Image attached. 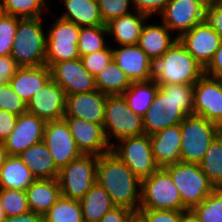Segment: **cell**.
Returning a JSON list of instances; mask_svg holds the SVG:
<instances>
[{"mask_svg":"<svg viewBox=\"0 0 222 222\" xmlns=\"http://www.w3.org/2000/svg\"><path fill=\"white\" fill-rule=\"evenodd\" d=\"M193 84L159 85L156 96L143 116L144 133L153 135L163 129L180 124L193 115Z\"/></svg>","mask_w":222,"mask_h":222,"instance_id":"1","label":"cell"},{"mask_svg":"<svg viewBox=\"0 0 222 222\" xmlns=\"http://www.w3.org/2000/svg\"><path fill=\"white\" fill-rule=\"evenodd\" d=\"M96 182L116 207H125L136 213L140 209L141 180L114 152L97 156Z\"/></svg>","mask_w":222,"mask_h":222,"instance_id":"2","label":"cell"},{"mask_svg":"<svg viewBox=\"0 0 222 222\" xmlns=\"http://www.w3.org/2000/svg\"><path fill=\"white\" fill-rule=\"evenodd\" d=\"M204 75V68L177 40L153 64V80L158 85L194 84Z\"/></svg>","mask_w":222,"mask_h":222,"instance_id":"3","label":"cell"},{"mask_svg":"<svg viewBox=\"0 0 222 222\" xmlns=\"http://www.w3.org/2000/svg\"><path fill=\"white\" fill-rule=\"evenodd\" d=\"M43 18H19L11 50V57L19 67L45 65L46 31L43 30Z\"/></svg>","mask_w":222,"mask_h":222,"instance_id":"4","label":"cell"},{"mask_svg":"<svg viewBox=\"0 0 222 222\" xmlns=\"http://www.w3.org/2000/svg\"><path fill=\"white\" fill-rule=\"evenodd\" d=\"M163 168L169 173L187 210H192L216 189L198 163L177 162Z\"/></svg>","mask_w":222,"mask_h":222,"instance_id":"5","label":"cell"},{"mask_svg":"<svg viewBox=\"0 0 222 222\" xmlns=\"http://www.w3.org/2000/svg\"><path fill=\"white\" fill-rule=\"evenodd\" d=\"M103 128L111 147L114 145L111 137L118 142L145 134L143 117L132 111L122 95H107Z\"/></svg>","mask_w":222,"mask_h":222,"instance_id":"6","label":"cell"},{"mask_svg":"<svg viewBox=\"0 0 222 222\" xmlns=\"http://www.w3.org/2000/svg\"><path fill=\"white\" fill-rule=\"evenodd\" d=\"M218 134L216 123L196 115L186 116L181 122L180 162L199 164Z\"/></svg>","mask_w":222,"mask_h":222,"instance_id":"7","label":"cell"},{"mask_svg":"<svg viewBox=\"0 0 222 222\" xmlns=\"http://www.w3.org/2000/svg\"><path fill=\"white\" fill-rule=\"evenodd\" d=\"M140 209L187 210L182 204L177 187L163 167L141 180Z\"/></svg>","mask_w":222,"mask_h":222,"instance_id":"8","label":"cell"},{"mask_svg":"<svg viewBox=\"0 0 222 222\" xmlns=\"http://www.w3.org/2000/svg\"><path fill=\"white\" fill-rule=\"evenodd\" d=\"M97 156L82 154L59 170L61 196L80 200L85 193L96 183Z\"/></svg>","mask_w":222,"mask_h":222,"instance_id":"9","label":"cell"},{"mask_svg":"<svg viewBox=\"0 0 222 222\" xmlns=\"http://www.w3.org/2000/svg\"><path fill=\"white\" fill-rule=\"evenodd\" d=\"M46 31L45 64L50 67L60 61L80 58L78 53L80 27L73 22L55 16Z\"/></svg>","mask_w":222,"mask_h":222,"instance_id":"10","label":"cell"},{"mask_svg":"<svg viewBox=\"0 0 222 222\" xmlns=\"http://www.w3.org/2000/svg\"><path fill=\"white\" fill-rule=\"evenodd\" d=\"M111 151L140 180L149 177L159 168L153 157L150 136L147 134L121 139L114 143Z\"/></svg>","mask_w":222,"mask_h":222,"instance_id":"11","label":"cell"},{"mask_svg":"<svg viewBox=\"0 0 222 222\" xmlns=\"http://www.w3.org/2000/svg\"><path fill=\"white\" fill-rule=\"evenodd\" d=\"M208 0H170L159 18L179 38L205 20Z\"/></svg>","mask_w":222,"mask_h":222,"instance_id":"12","label":"cell"},{"mask_svg":"<svg viewBox=\"0 0 222 222\" xmlns=\"http://www.w3.org/2000/svg\"><path fill=\"white\" fill-rule=\"evenodd\" d=\"M43 142L59 170L82 155L64 119L46 122Z\"/></svg>","mask_w":222,"mask_h":222,"instance_id":"13","label":"cell"},{"mask_svg":"<svg viewBox=\"0 0 222 222\" xmlns=\"http://www.w3.org/2000/svg\"><path fill=\"white\" fill-rule=\"evenodd\" d=\"M193 115L217 125L222 121V78L203 75L193 84Z\"/></svg>","mask_w":222,"mask_h":222,"instance_id":"14","label":"cell"},{"mask_svg":"<svg viewBox=\"0 0 222 222\" xmlns=\"http://www.w3.org/2000/svg\"><path fill=\"white\" fill-rule=\"evenodd\" d=\"M49 69L51 79L64 89L66 95L97 90L94 76L84 68L80 58L56 62Z\"/></svg>","mask_w":222,"mask_h":222,"instance_id":"15","label":"cell"},{"mask_svg":"<svg viewBox=\"0 0 222 222\" xmlns=\"http://www.w3.org/2000/svg\"><path fill=\"white\" fill-rule=\"evenodd\" d=\"M66 96L64 89L50 79L34 93L27 104V112L45 122L61 120L65 115Z\"/></svg>","mask_w":222,"mask_h":222,"instance_id":"16","label":"cell"},{"mask_svg":"<svg viewBox=\"0 0 222 222\" xmlns=\"http://www.w3.org/2000/svg\"><path fill=\"white\" fill-rule=\"evenodd\" d=\"M178 40L205 69L219 48L221 37L206 20H204L194 26L190 31L183 33Z\"/></svg>","mask_w":222,"mask_h":222,"instance_id":"17","label":"cell"},{"mask_svg":"<svg viewBox=\"0 0 222 222\" xmlns=\"http://www.w3.org/2000/svg\"><path fill=\"white\" fill-rule=\"evenodd\" d=\"M63 119L68 124L71 135L82 154L100 156L111 151L103 124L76 117H63Z\"/></svg>","mask_w":222,"mask_h":222,"instance_id":"18","label":"cell"},{"mask_svg":"<svg viewBox=\"0 0 222 222\" xmlns=\"http://www.w3.org/2000/svg\"><path fill=\"white\" fill-rule=\"evenodd\" d=\"M45 124L34 114H20L12 133L2 142L9 155L18 156L28 147L43 141Z\"/></svg>","mask_w":222,"mask_h":222,"instance_id":"19","label":"cell"},{"mask_svg":"<svg viewBox=\"0 0 222 222\" xmlns=\"http://www.w3.org/2000/svg\"><path fill=\"white\" fill-rule=\"evenodd\" d=\"M112 51L113 60L126 73L131 82L153 79L154 62L138 44L113 46Z\"/></svg>","mask_w":222,"mask_h":222,"instance_id":"20","label":"cell"},{"mask_svg":"<svg viewBox=\"0 0 222 222\" xmlns=\"http://www.w3.org/2000/svg\"><path fill=\"white\" fill-rule=\"evenodd\" d=\"M107 94L98 90L66 96L64 117H76L103 124Z\"/></svg>","mask_w":222,"mask_h":222,"instance_id":"21","label":"cell"},{"mask_svg":"<svg viewBox=\"0 0 222 222\" xmlns=\"http://www.w3.org/2000/svg\"><path fill=\"white\" fill-rule=\"evenodd\" d=\"M150 142L159 167L180 162L181 123L150 135Z\"/></svg>","mask_w":222,"mask_h":222,"instance_id":"22","label":"cell"},{"mask_svg":"<svg viewBox=\"0 0 222 222\" xmlns=\"http://www.w3.org/2000/svg\"><path fill=\"white\" fill-rule=\"evenodd\" d=\"M143 25L138 45L155 62L160 58L178 38L172 34L170 29L161 21V24Z\"/></svg>","mask_w":222,"mask_h":222,"instance_id":"23","label":"cell"},{"mask_svg":"<svg viewBox=\"0 0 222 222\" xmlns=\"http://www.w3.org/2000/svg\"><path fill=\"white\" fill-rule=\"evenodd\" d=\"M151 20L145 14L134 11L125 16L116 17L106 23L108 37L116 46L138 44L141 30L146 21Z\"/></svg>","mask_w":222,"mask_h":222,"instance_id":"24","label":"cell"},{"mask_svg":"<svg viewBox=\"0 0 222 222\" xmlns=\"http://www.w3.org/2000/svg\"><path fill=\"white\" fill-rule=\"evenodd\" d=\"M51 79L49 67H19L9 81L12 89L28 104L34 93L42 88Z\"/></svg>","mask_w":222,"mask_h":222,"instance_id":"25","label":"cell"},{"mask_svg":"<svg viewBox=\"0 0 222 222\" xmlns=\"http://www.w3.org/2000/svg\"><path fill=\"white\" fill-rule=\"evenodd\" d=\"M18 156L36 179H56L58 177L59 169L43 141L28 147Z\"/></svg>","mask_w":222,"mask_h":222,"instance_id":"26","label":"cell"},{"mask_svg":"<svg viewBox=\"0 0 222 222\" xmlns=\"http://www.w3.org/2000/svg\"><path fill=\"white\" fill-rule=\"evenodd\" d=\"M25 191L30 211L42 216L61 196L57 178L36 179Z\"/></svg>","mask_w":222,"mask_h":222,"instance_id":"27","label":"cell"},{"mask_svg":"<svg viewBox=\"0 0 222 222\" xmlns=\"http://www.w3.org/2000/svg\"><path fill=\"white\" fill-rule=\"evenodd\" d=\"M65 6L59 17L79 27L106 25L97 0H61Z\"/></svg>","mask_w":222,"mask_h":222,"instance_id":"28","label":"cell"},{"mask_svg":"<svg viewBox=\"0 0 222 222\" xmlns=\"http://www.w3.org/2000/svg\"><path fill=\"white\" fill-rule=\"evenodd\" d=\"M36 178L19 156H9L0 167V189L26 190Z\"/></svg>","mask_w":222,"mask_h":222,"instance_id":"29","label":"cell"},{"mask_svg":"<svg viewBox=\"0 0 222 222\" xmlns=\"http://www.w3.org/2000/svg\"><path fill=\"white\" fill-rule=\"evenodd\" d=\"M84 222H99L100 219L116 207L108 193L97 182L79 200Z\"/></svg>","mask_w":222,"mask_h":222,"instance_id":"30","label":"cell"},{"mask_svg":"<svg viewBox=\"0 0 222 222\" xmlns=\"http://www.w3.org/2000/svg\"><path fill=\"white\" fill-rule=\"evenodd\" d=\"M94 78L96 89L107 95H122L131 85L126 73L113 59Z\"/></svg>","mask_w":222,"mask_h":222,"instance_id":"31","label":"cell"},{"mask_svg":"<svg viewBox=\"0 0 222 222\" xmlns=\"http://www.w3.org/2000/svg\"><path fill=\"white\" fill-rule=\"evenodd\" d=\"M158 89L159 85L153 79L131 82L130 87L122 96L132 111L143 117L151 106Z\"/></svg>","mask_w":222,"mask_h":222,"instance_id":"32","label":"cell"},{"mask_svg":"<svg viewBox=\"0 0 222 222\" xmlns=\"http://www.w3.org/2000/svg\"><path fill=\"white\" fill-rule=\"evenodd\" d=\"M201 170L218 188L222 184V136L217 135L211 142L199 163Z\"/></svg>","mask_w":222,"mask_h":222,"instance_id":"33","label":"cell"},{"mask_svg":"<svg viewBox=\"0 0 222 222\" xmlns=\"http://www.w3.org/2000/svg\"><path fill=\"white\" fill-rule=\"evenodd\" d=\"M44 222H84L79 200L60 196L43 215Z\"/></svg>","mask_w":222,"mask_h":222,"instance_id":"34","label":"cell"},{"mask_svg":"<svg viewBox=\"0 0 222 222\" xmlns=\"http://www.w3.org/2000/svg\"><path fill=\"white\" fill-rule=\"evenodd\" d=\"M108 30L106 25L80 27L78 53L81 56L106 49Z\"/></svg>","mask_w":222,"mask_h":222,"instance_id":"35","label":"cell"},{"mask_svg":"<svg viewBox=\"0 0 222 222\" xmlns=\"http://www.w3.org/2000/svg\"><path fill=\"white\" fill-rule=\"evenodd\" d=\"M48 0H2L0 6L4 14L18 18L42 17L49 12Z\"/></svg>","mask_w":222,"mask_h":222,"instance_id":"36","label":"cell"},{"mask_svg":"<svg viewBox=\"0 0 222 222\" xmlns=\"http://www.w3.org/2000/svg\"><path fill=\"white\" fill-rule=\"evenodd\" d=\"M192 211L200 222H222V191L216 188Z\"/></svg>","mask_w":222,"mask_h":222,"instance_id":"37","label":"cell"},{"mask_svg":"<svg viewBox=\"0 0 222 222\" xmlns=\"http://www.w3.org/2000/svg\"><path fill=\"white\" fill-rule=\"evenodd\" d=\"M5 216H17L30 211L25 190L0 189Z\"/></svg>","mask_w":222,"mask_h":222,"instance_id":"38","label":"cell"},{"mask_svg":"<svg viewBox=\"0 0 222 222\" xmlns=\"http://www.w3.org/2000/svg\"><path fill=\"white\" fill-rule=\"evenodd\" d=\"M18 21L19 18L12 15L3 14L0 17V56L11 55Z\"/></svg>","mask_w":222,"mask_h":222,"instance_id":"39","label":"cell"},{"mask_svg":"<svg viewBox=\"0 0 222 222\" xmlns=\"http://www.w3.org/2000/svg\"><path fill=\"white\" fill-rule=\"evenodd\" d=\"M0 109L16 116L27 112V104L12 89L9 82L0 85Z\"/></svg>","mask_w":222,"mask_h":222,"instance_id":"40","label":"cell"},{"mask_svg":"<svg viewBox=\"0 0 222 222\" xmlns=\"http://www.w3.org/2000/svg\"><path fill=\"white\" fill-rule=\"evenodd\" d=\"M97 3L105 24L116 17L125 16L134 11L130 9H133L131 0H97Z\"/></svg>","mask_w":222,"mask_h":222,"instance_id":"41","label":"cell"},{"mask_svg":"<svg viewBox=\"0 0 222 222\" xmlns=\"http://www.w3.org/2000/svg\"><path fill=\"white\" fill-rule=\"evenodd\" d=\"M84 68L95 77L113 59L112 47L80 57Z\"/></svg>","mask_w":222,"mask_h":222,"instance_id":"42","label":"cell"},{"mask_svg":"<svg viewBox=\"0 0 222 222\" xmlns=\"http://www.w3.org/2000/svg\"><path fill=\"white\" fill-rule=\"evenodd\" d=\"M137 222H181V211L139 209L136 213Z\"/></svg>","mask_w":222,"mask_h":222,"instance_id":"43","label":"cell"},{"mask_svg":"<svg viewBox=\"0 0 222 222\" xmlns=\"http://www.w3.org/2000/svg\"><path fill=\"white\" fill-rule=\"evenodd\" d=\"M170 0H131L134 11L145 14L149 18L159 16Z\"/></svg>","mask_w":222,"mask_h":222,"instance_id":"44","label":"cell"},{"mask_svg":"<svg viewBox=\"0 0 222 222\" xmlns=\"http://www.w3.org/2000/svg\"><path fill=\"white\" fill-rule=\"evenodd\" d=\"M99 222H136V212L125 207H114Z\"/></svg>","mask_w":222,"mask_h":222,"instance_id":"45","label":"cell"},{"mask_svg":"<svg viewBox=\"0 0 222 222\" xmlns=\"http://www.w3.org/2000/svg\"><path fill=\"white\" fill-rule=\"evenodd\" d=\"M18 68L19 66L11 55L0 56V85L8 83Z\"/></svg>","mask_w":222,"mask_h":222,"instance_id":"46","label":"cell"},{"mask_svg":"<svg viewBox=\"0 0 222 222\" xmlns=\"http://www.w3.org/2000/svg\"><path fill=\"white\" fill-rule=\"evenodd\" d=\"M205 20L222 39V7L213 6L208 2Z\"/></svg>","mask_w":222,"mask_h":222,"instance_id":"47","label":"cell"},{"mask_svg":"<svg viewBox=\"0 0 222 222\" xmlns=\"http://www.w3.org/2000/svg\"><path fill=\"white\" fill-rule=\"evenodd\" d=\"M18 116L0 109V142H3L16 126Z\"/></svg>","mask_w":222,"mask_h":222,"instance_id":"48","label":"cell"},{"mask_svg":"<svg viewBox=\"0 0 222 222\" xmlns=\"http://www.w3.org/2000/svg\"><path fill=\"white\" fill-rule=\"evenodd\" d=\"M204 74L214 78H222V39L213 59L204 69Z\"/></svg>","mask_w":222,"mask_h":222,"instance_id":"49","label":"cell"},{"mask_svg":"<svg viewBox=\"0 0 222 222\" xmlns=\"http://www.w3.org/2000/svg\"><path fill=\"white\" fill-rule=\"evenodd\" d=\"M2 222H44L43 216L33 211H28L17 216H6Z\"/></svg>","mask_w":222,"mask_h":222,"instance_id":"50","label":"cell"},{"mask_svg":"<svg viewBox=\"0 0 222 222\" xmlns=\"http://www.w3.org/2000/svg\"><path fill=\"white\" fill-rule=\"evenodd\" d=\"M181 222H200L192 210L181 211Z\"/></svg>","mask_w":222,"mask_h":222,"instance_id":"51","label":"cell"},{"mask_svg":"<svg viewBox=\"0 0 222 222\" xmlns=\"http://www.w3.org/2000/svg\"><path fill=\"white\" fill-rule=\"evenodd\" d=\"M9 156L10 155L6 150L4 144L0 142V167L5 163Z\"/></svg>","mask_w":222,"mask_h":222,"instance_id":"52","label":"cell"},{"mask_svg":"<svg viewBox=\"0 0 222 222\" xmlns=\"http://www.w3.org/2000/svg\"><path fill=\"white\" fill-rule=\"evenodd\" d=\"M208 2L213 6L222 7V0H208Z\"/></svg>","mask_w":222,"mask_h":222,"instance_id":"53","label":"cell"},{"mask_svg":"<svg viewBox=\"0 0 222 222\" xmlns=\"http://www.w3.org/2000/svg\"><path fill=\"white\" fill-rule=\"evenodd\" d=\"M5 212H4V209L2 207V204H1V199H0V222H2L4 219H5Z\"/></svg>","mask_w":222,"mask_h":222,"instance_id":"54","label":"cell"},{"mask_svg":"<svg viewBox=\"0 0 222 222\" xmlns=\"http://www.w3.org/2000/svg\"><path fill=\"white\" fill-rule=\"evenodd\" d=\"M219 135L222 136V121L218 125Z\"/></svg>","mask_w":222,"mask_h":222,"instance_id":"55","label":"cell"},{"mask_svg":"<svg viewBox=\"0 0 222 222\" xmlns=\"http://www.w3.org/2000/svg\"><path fill=\"white\" fill-rule=\"evenodd\" d=\"M4 14V11L2 10L1 6H0V17Z\"/></svg>","mask_w":222,"mask_h":222,"instance_id":"56","label":"cell"},{"mask_svg":"<svg viewBox=\"0 0 222 222\" xmlns=\"http://www.w3.org/2000/svg\"><path fill=\"white\" fill-rule=\"evenodd\" d=\"M218 189H219L220 191H222V184L218 187Z\"/></svg>","mask_w":222,"mask_h":222,"instance_id":"57","label":"cell"}]
</instances>
